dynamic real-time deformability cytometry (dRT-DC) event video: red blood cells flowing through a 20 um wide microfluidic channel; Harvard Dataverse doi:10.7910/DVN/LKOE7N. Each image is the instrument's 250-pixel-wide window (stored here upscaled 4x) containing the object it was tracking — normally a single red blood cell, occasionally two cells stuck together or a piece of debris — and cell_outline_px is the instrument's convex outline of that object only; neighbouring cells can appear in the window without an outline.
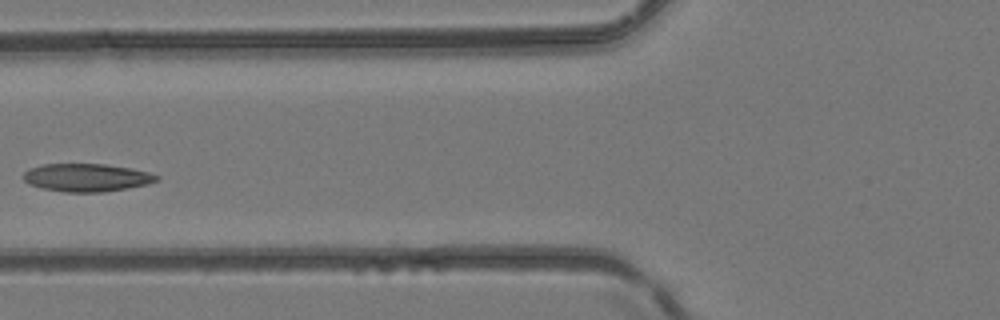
{"species": "common noctule bat (a hibernating species)", "species_latin": "Nyctalus noctula", "temperature_condition": "room temperature", "stored_images_in_passage": 5, "camera_frame_rate_fps": 3000, "um_per_image_px": 0.085, "animal": {"sex": "female", "body_mass_g": 24.6, "forearm_length_mm": 56.2}, "frame": {"image": 1, "passage_image": 5, "time_ms": 1.333, "image_size_px": [1000, 320], "cell_outline_px": [[160, 180], [148, 184], [128, 188], [104, 192], [64, 192], [44, 188], [28, 184], [24, 180], [24, 172], [28, 168], [44, 164], [104, 164], [132, 168], [148, 172], [160, 176]], "centroid_in_image_um": [7.39, 15.09], "position_along_channel_um": 118.4, "area_um2": 21.79}}